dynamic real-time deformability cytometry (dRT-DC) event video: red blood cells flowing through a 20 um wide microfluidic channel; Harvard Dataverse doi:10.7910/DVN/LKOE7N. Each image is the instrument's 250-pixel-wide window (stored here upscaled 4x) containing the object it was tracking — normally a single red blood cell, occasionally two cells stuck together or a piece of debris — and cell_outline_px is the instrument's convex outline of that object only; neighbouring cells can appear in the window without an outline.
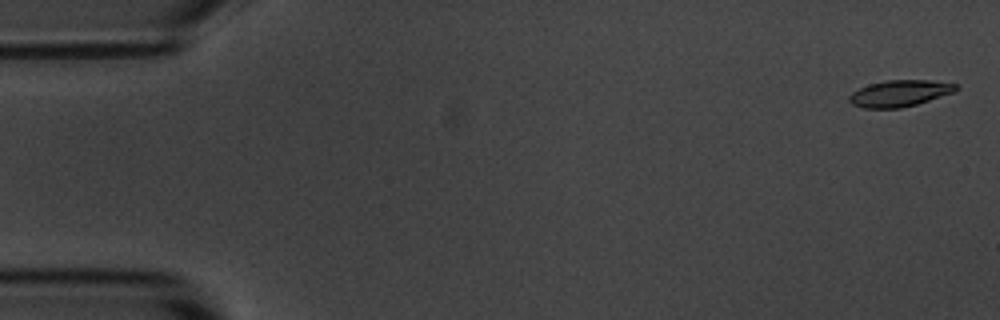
{"species": "common noctule bat (a hibernating species)", "species_latin": "Nyctalus noctula", "temperature_condition": "room temperature", "stored_images_in_passage": 5, "camera_frame_rate_fps": 3000, "um_per_image_px": 0.085, "animal": {"sex": "male", "body_mass_g": 20.1, "forearm_length_mm": 53.5}, "frame": {"image": 1, "passage_image": 1, "time_ms": 0.0, "image_size_px": [1000, 320], "cell_outline_px": [[956, 88], [952, 92], [916, 104], [900, 108], [864, 108], [852, 104], [848, 100], [848, 96], [852, 92], [868, 84], [888, 80], [928, 80], [956, 84]], "centroid_in_image_um": [76.39, 7.93], "position_along_channel_um": 8.6, "area_um2": 16.13}}
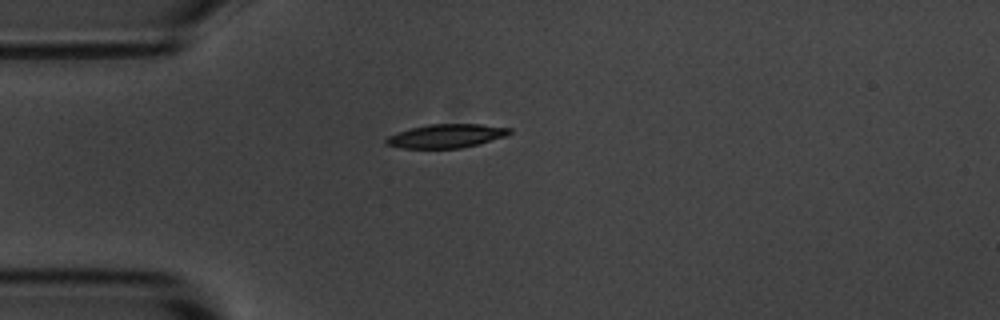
{"frame": {"image": 2, "passage_image": 5, "time_ms": 4.333, "image_size_px": [1000, 320], "cell_outline_px": [[512, 132], [504, 136], [476, 144], [460, 148], [400, 148], [388, 144], [384, 140], [388, 136], [396, 132], [428, 124], [480, 124], [512, 128]], "centroid_in_image_um": [37.91, 11.55], "position_along_channel_um": 47.1, "area_um2": 16.82}}